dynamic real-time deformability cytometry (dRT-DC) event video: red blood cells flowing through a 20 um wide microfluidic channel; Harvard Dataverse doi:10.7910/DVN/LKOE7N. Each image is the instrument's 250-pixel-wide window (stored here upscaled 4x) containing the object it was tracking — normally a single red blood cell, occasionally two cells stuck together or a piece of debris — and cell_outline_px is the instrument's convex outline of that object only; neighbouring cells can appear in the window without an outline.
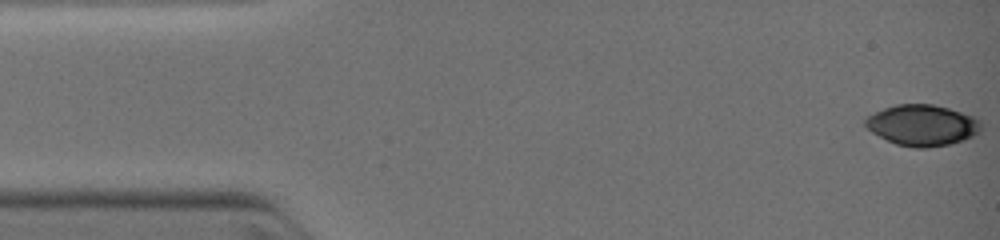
{"species": "common noctule bat (a hibernating species)", "species_latin": "Nyctalus noctula", "temperature_condition": "warm", "stored_images_in_passage": 44, "camera_frame_rate_fps": 3000, "um_per_image_px": 0.085, "animal": {"sex": "female", "body_mass_g": 19.0, "forearm_length_mm": 51.5}, "frame": {"image": 1, "passage_image": 1, "time_ms": 0.0, "image_size_px": [1000, 240], "cell_outline_px": [[980, 132], [964, 140], [952, 144], [924, 148], [916, 148], [896, 144], [872, 132], [864, 124], [864, 120], [868, 116], [884, 108], [896, 104], [932, 104], [948, 108], [972, 116], [980, 120]], "centroid_in_image_um": [78.4, 10.65], "position_along_channel_um": 6.6, "area_um2": 27.46}}
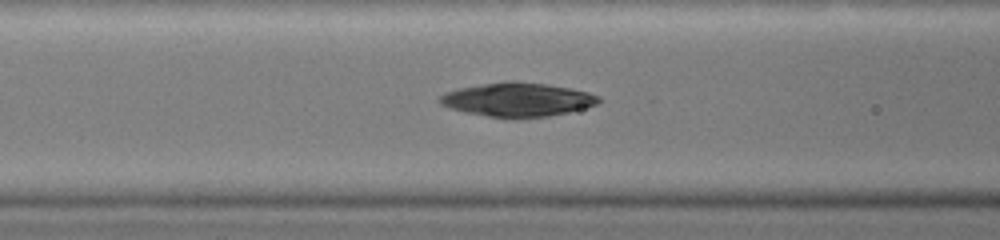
{"frame": {"image": 2, "passage_image": 21, "time_ms": 4.667, "image_size_px": [1000, 240], "cell_outline_px": [[600, 100], [596, 104], [568, 112], [548, 116], [488, 116], [464, 112], [448, 108], [440, 104], [436, 100], [444, 92], [460, 88], [484, 84], [512, 80], [548, 84], [572, 88], [588, 92], [600, 96]], "centroid_in_image_um": [43.95, 8.44], "position_along_channel_um": 122.6, "area_um2": 30.87}}
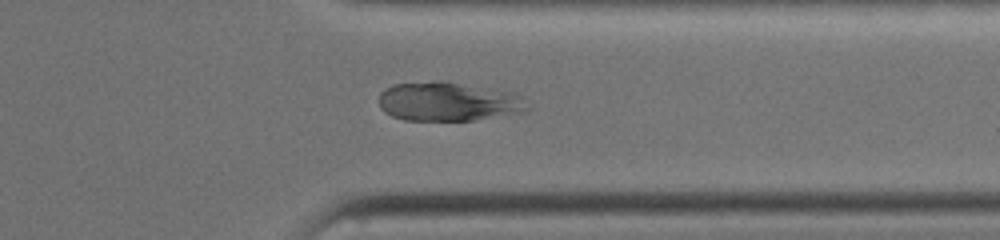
{"frame": {"image": 3, "passage_image": 37, "time_ms": 9.667, "image_size_px": [1000, 240], "cell_outline_px": [[532, 108], [528, 112], [472, 120], [404, 120], [392, 116], [384, 112], [380, 108], [380, 92], [384, 88], [392, 84], [432, 80], [440, 80], [516, 92], [524, 96]], "centroid_in_image_um": [38.18, 8.62], "position_along_channel_um": 373.2, "area_um2": 34.62}}